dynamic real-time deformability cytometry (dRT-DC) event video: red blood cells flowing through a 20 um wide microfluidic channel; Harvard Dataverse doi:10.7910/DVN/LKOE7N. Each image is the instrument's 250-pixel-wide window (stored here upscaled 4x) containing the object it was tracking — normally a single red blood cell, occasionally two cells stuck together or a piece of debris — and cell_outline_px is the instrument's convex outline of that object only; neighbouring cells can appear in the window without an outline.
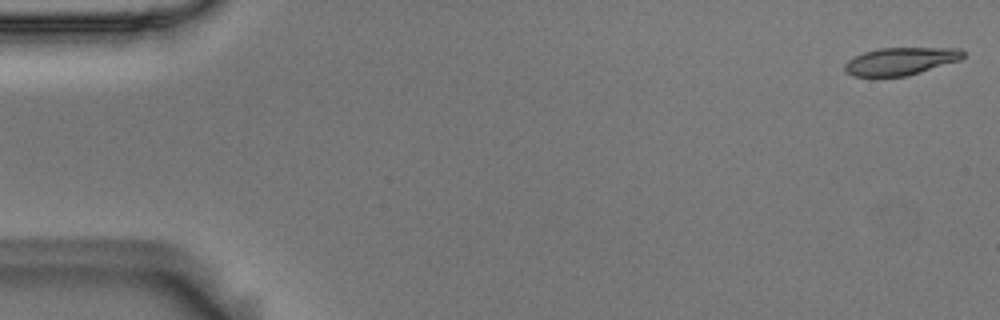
{"species": "Egyptian fruit bat (a non-hibernating species)", "species_latin": "Rousettus aegyptiacus", "temperature_condition": "room temperature", "stored_images_in_passage": 5, "camera_frame_rate_fps": 3000, "um_per_image_px": 0.085, "animal": {"sex": "male"}, "frame": {"image": 1, "passage_image": 1, "time_ms": 0.0, "image_size_px": [1000, 320], "cell_outline_px": [[964, 56], [960, 60], [908, 76], [852, 76], [844, 72], [844, 64], [848, 60], [864, 52], [880, 48], [960, 48], [964, 52]], "centroid_in_image_um": [76.54, 5.2], "position_along_channel_um": 8.5, "area_um2": 19.02}}